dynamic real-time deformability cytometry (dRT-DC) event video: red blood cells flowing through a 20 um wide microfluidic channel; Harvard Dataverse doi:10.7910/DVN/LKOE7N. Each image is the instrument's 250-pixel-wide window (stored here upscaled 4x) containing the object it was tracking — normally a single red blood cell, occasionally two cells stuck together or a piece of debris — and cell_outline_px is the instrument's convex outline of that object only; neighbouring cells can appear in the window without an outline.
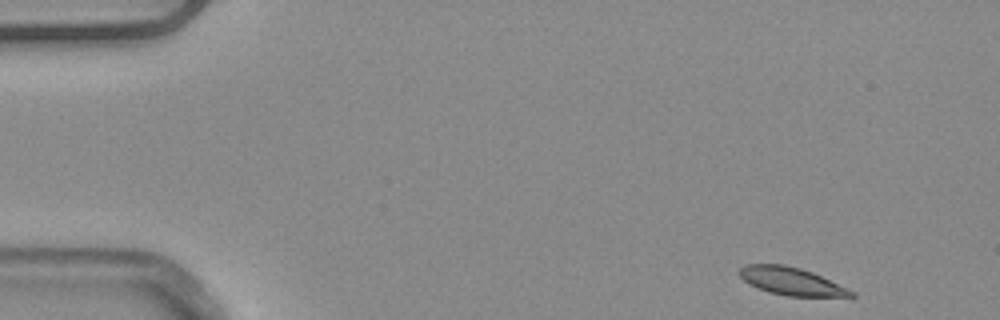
{"species": "common noctule bat (a hibernating species)", "species_latin": "Nyctalus noctula", "temperature_condition": "warm", "stored_images_in_passage": 49, "camera_frame_rate_fps": 3000, "um_per_image_px": 0.085, "animal": {"sex": "male", "body_mass_g": 20.4}, "frame": {"image": 1, "passage_image": 1, "time_ms": 0.0, "image_size_px": [1000, 320], "cell_outline_px": [[856, 296], [788, 296], [768, 292], [748, 284], [736, 272], [740, 268], [748, 264], [784, 264], [800, 268], [812, 272], [848, 288], [856, 292]], "centroid_in_image_um": [67.24, 23.9], "position_along_channel_um": 17.8, "area_um2": 18.03}}
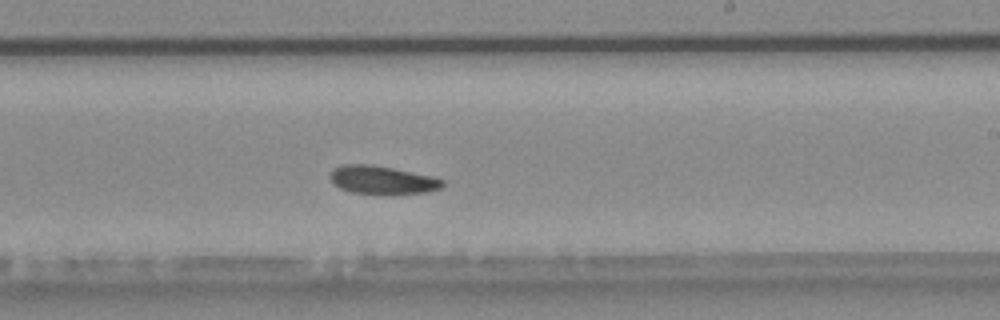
{"frame": {"image": 2, "passage_image": 28, "time_ms": 9.0, "image_size_px": [1000, 320], "cell_outline_px": [[444, 184], [440, 188], [424, 192], [392, 196], [352, 192], [340, 188], [328, 176], [340, 164], [372, 164], [432, 176], [444, 180]], "centroid_in_image_um": [32.51, 15.32], "position_along_channel_um": 256.5, "area_um2": 18.73}}
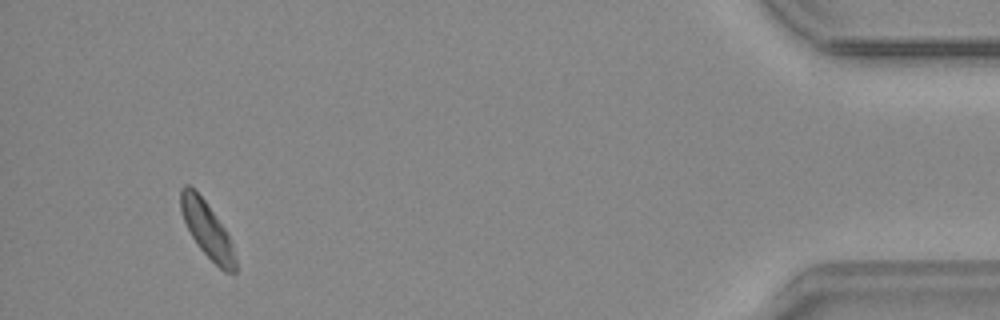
{"frame": {"image": 3, "passage_image": 46, "time_ms": 15.0, "image_size_px": [1000, 320], "cell_outline_px": [[236, 272], [224, 272], [200, 248], [192, 236], [184, 220], [180, 208], [180, 188], [184, 184], [188, 184], [204, 200], [228, 232], [232, 244], [236, 260]], "centroid_in_image_um": [17.61, 19.51], "position_along_channel_um": 417.6, "area_um2": 17.51}, "authors_computed_cell_mechanics": {"area_um2": 18.6116, "velocity_mm_per_s": 3.8471, "shape_relaxation_time_tau1_ms": 10.81, "shape_relaxation_time_tau2_ms": null, "deformation_change_tau1": 0.1566, "deformation_change_tau2": null}}